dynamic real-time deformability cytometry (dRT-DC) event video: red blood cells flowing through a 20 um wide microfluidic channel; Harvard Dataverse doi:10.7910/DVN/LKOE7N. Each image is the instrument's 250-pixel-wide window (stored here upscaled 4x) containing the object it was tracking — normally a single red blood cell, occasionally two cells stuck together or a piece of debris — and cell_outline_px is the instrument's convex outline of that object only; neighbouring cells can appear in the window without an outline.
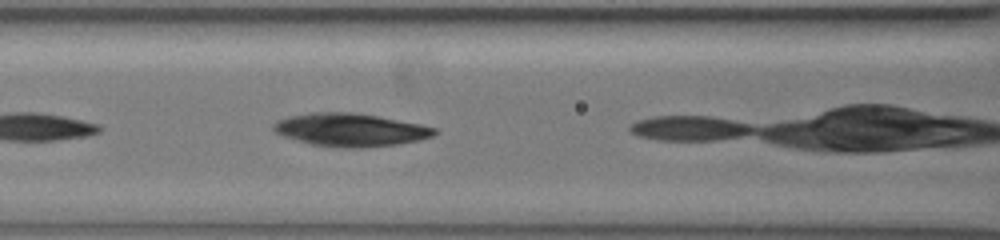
{"species": "common noctule bat (a hibernating species)", "species_latin": "Nyctalus noctula", "temperature_condition": "warm", "stored_images_in_passage": 21, "camera_frame_rate_fps": 3000, "um_per_image_px": 0.085, "animal": {"sex": "female", "body_mass_g": 19.5, "forearm_length_mm": 54.1}, "frame": {"image": 1, "passage_image": 10, "time_ms": 8.0, "image_size_px": [1000, 240], "cell_outline_px": [[440, 132], [432, 136], [420, 140], [400, 144], [364, 148], [344, 148], [312, 144], [296, 140], [284, 136], [276, 132], [272, 128], [272, 124], [276, 120], [288, 116], [316, 112], [352, 112], [380, 116], [420, 124], [436, 128]], "centroid_in_image_um": [29.81, 11.04], "position_along_channel_um": 136.8, "area_um2": 31.21}}